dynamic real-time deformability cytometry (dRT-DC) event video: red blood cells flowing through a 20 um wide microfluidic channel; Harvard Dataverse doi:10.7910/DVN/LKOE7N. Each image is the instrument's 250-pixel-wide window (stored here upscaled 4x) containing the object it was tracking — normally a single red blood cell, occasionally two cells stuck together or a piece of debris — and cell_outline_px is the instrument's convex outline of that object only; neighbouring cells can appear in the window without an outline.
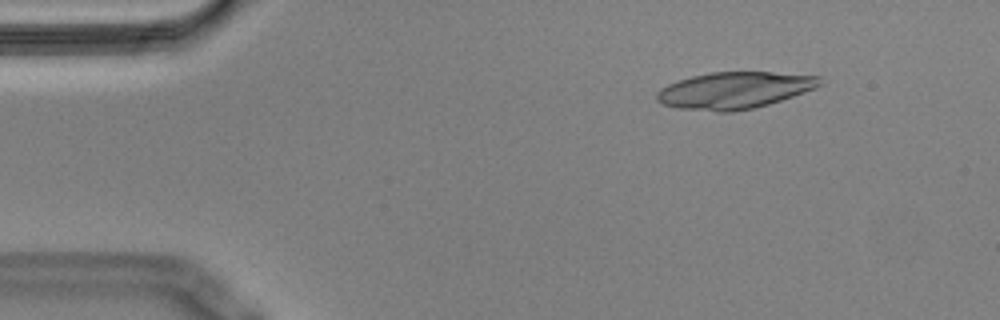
{"species": "Egyptian fruit bat (a non-hibernating species)", "species_latin": "Rousettus aegyptiacus", "temperature_condition": "cold", "stored_images_in_passage": 50, "camera_frame_rate_fps": 3000, "um_per_image_px": 0.085, "animal": {"sex": "male"}, "frame": {"image": 1, "passage_image": 2, "time_ms": 0.333, "image_size_px": [1000, 320], "cell_outline_px": [[820, 84], [816, 88], [768, 104], [752, 108], [732, 112], [716, 112], [676, 108], [664, 104], [656, 100], [656, 92], [660, 88], [676, 80], [708, 72], [772, 72], [820, 76]], "centroid_in_image_um": [62.37, 7.67], "position_along_channel_um": 22.6, "area_um2": 34.91}}